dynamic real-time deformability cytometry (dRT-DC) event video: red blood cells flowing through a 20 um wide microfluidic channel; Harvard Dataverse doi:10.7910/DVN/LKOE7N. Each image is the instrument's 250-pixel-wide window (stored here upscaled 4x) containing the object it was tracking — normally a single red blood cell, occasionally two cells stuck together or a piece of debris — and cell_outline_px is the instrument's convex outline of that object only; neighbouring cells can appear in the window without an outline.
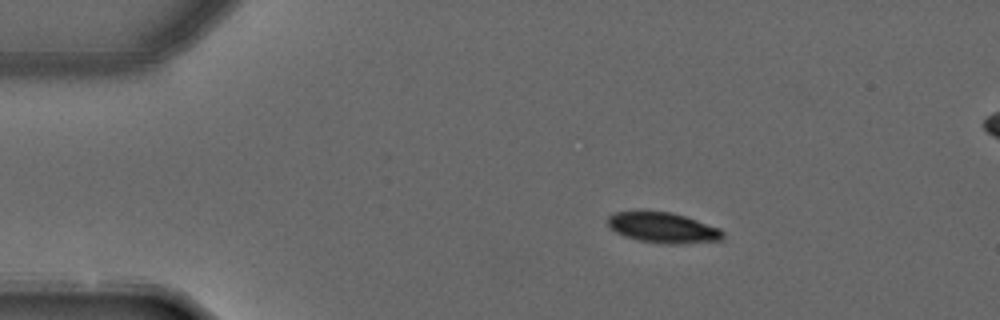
{"species": "common noctule bat (a hibernating species)", "species_latin": "Nyctalus noctula", "temperature_condition": "warm", "stored_images_in_passage": 5, "camera_frame_rate_fps": 3000, "um_per_image_px": 0.085, "animal": {"sex": "male", "forearm_length_mm": 52.5}, "frame": {"image": 1, "passage_image": 2, "time_ms": 0.333, "image_size_px": [1000, 320], "cell_outline_px": [[724, 240], [668, 244], [640, 240], [624, 236], [616, 232], [608, 224], [608, 216], [616, 212], [672, 212], [720, 228], [724, 232]], "centroid_in_image_um": [56.39, 19.36], "position_along_channel_um": 28.6, "area_um2": 20.0}}
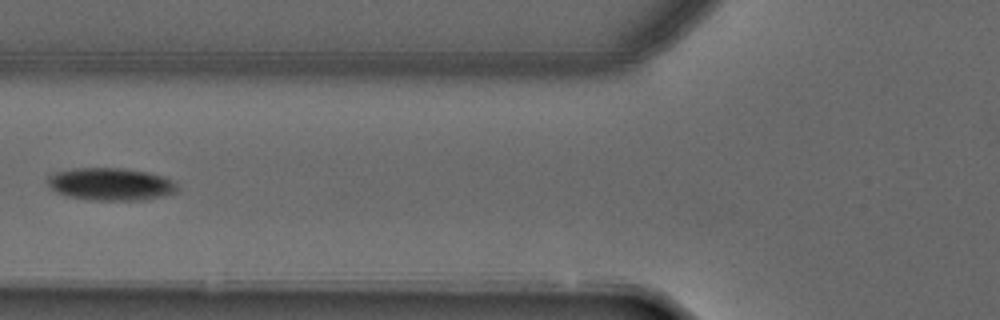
{"frame": {"image": 2, "passage_image": 5, "time_ms": 1.333, "image_size_px": [1000, 320], "cell_outline_px": [[176, 192], [164, 196], [136, 200], [92, 200], [68, 196], [56, 192], [48, 184], [48, 176], [56, 172], [76, 168], [120, 168], [148, 172], [164, 176], [172, 180], [176, 184]], "centroid_in_image_um": [9.41, 15.65], "position_along_channel_um": 116.4, "area_um2": 24.39}}